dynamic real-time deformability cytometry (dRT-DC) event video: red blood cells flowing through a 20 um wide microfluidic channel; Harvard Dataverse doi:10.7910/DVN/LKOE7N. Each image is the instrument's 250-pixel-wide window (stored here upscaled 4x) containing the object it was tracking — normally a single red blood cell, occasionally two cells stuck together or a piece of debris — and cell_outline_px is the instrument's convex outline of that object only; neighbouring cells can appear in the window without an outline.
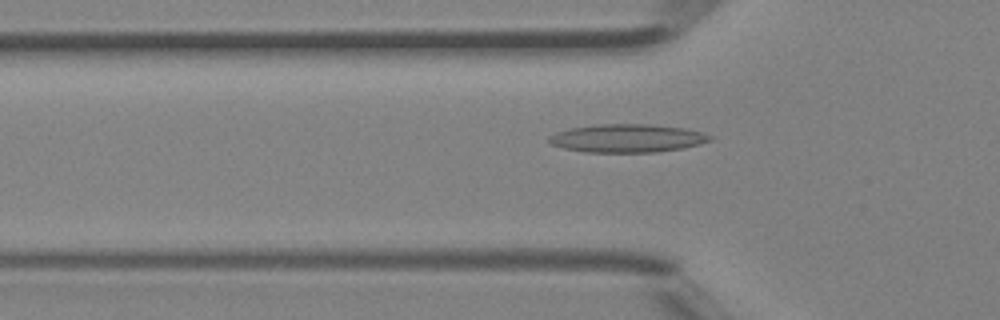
{"species": "Egyptian fruit bat (a non-hibernating species)", "species_latin": "Rousettus aegyptiacus", "temperature_condition": "room temperature", "stored_images_in_passage": 33, "camera_frame_rate_fps": 3000, "um_per_image_px": 0.085, "animal": {"sex": "female"}, "frame": {"image": 1, "passage_image": 3, "time_ms": 0.667, "image_size_px": [1000, 320], "cell_outline_px": [[712, 140], [700, 144], [684, 148], [656, 152], [584, 152], [564, 148], [548, 144], [548, 136], [556, 132], [568, 128], [596, 124], [648, 124], [684, 128], [700, 132], [712, 136]], "centroid_in_image_um": [53.27, 11.75], "position_along_channel_um": 72.5, "area_um2": 26.65}}
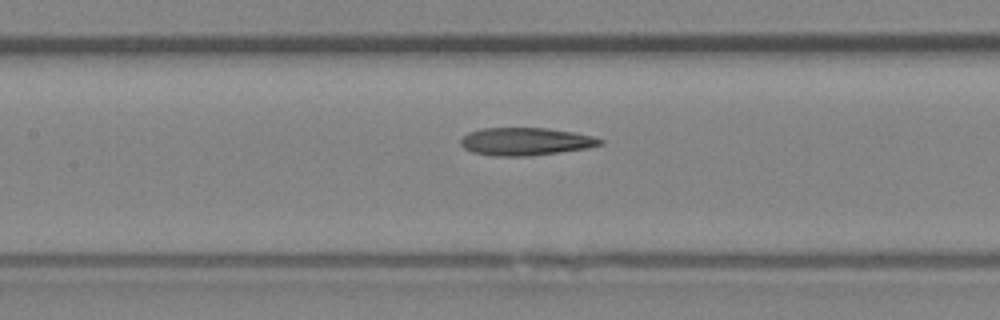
{"frame": {"image": 2, "passage_image": 9, "time_ms": 2.667, "image_size_px": [1000, 320], "cell_outline_px": [[604, 144], [588, 148], [532, 156], [492, 156], [472, 152], [464, 148], [460, 144], [460, 140], [468, 132], [484, 128], [548, 128], [572, 132], [592, 136], [604, 140]], "centroid_in_image_um": [44.68, 12.03], "position_along_channel_um": 162.7, "area_um2": 22.66}}
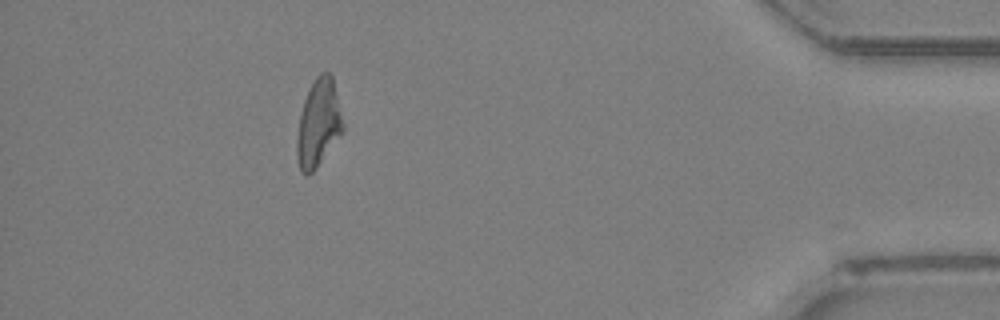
{"frame": {"image": 3, "passage_image": 29, "time_ms": 9.333, "image_size_px": [1000, 320], "cell_outline_px": [[344, 132], [316, 168], [308, 176], [304, 176], [300, 172], [296, 160], [296, 136], [300, 112], [304, 100], [316, 76], [320, 72], [328, 72], [332, 76], [344, 124]], "centroid_in_image_um": [27.05, 10.54], "position_along_channel_um": 408.1, "area_um2": 23.81}, "authors_computed_cell_mechanics": {"area_um2": 22.542, "velocity_mm_per_s": 4.5124, "shape_relaxation_time_tau1_ms": null, "shape_relaxation_time_tau2_ms": 3.6575, "deformation_change_tau1": null, "deformation_change_tau2": 0.1637}}